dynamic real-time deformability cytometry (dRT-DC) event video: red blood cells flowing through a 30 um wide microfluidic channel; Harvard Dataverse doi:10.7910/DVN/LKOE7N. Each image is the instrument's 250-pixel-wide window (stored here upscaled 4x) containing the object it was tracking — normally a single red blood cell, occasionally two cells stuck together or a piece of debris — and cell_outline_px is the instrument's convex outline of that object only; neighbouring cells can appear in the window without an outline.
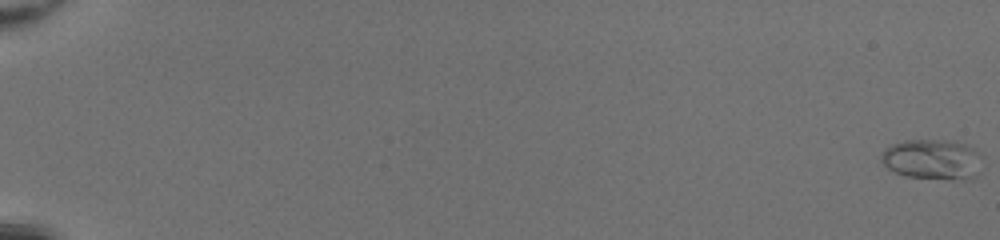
{"species": "common noctule bat (a hibernating species)", "species_latin": "Nyctalus noctula", "temperature_condition": "room temperature", "stored_images_in_passage": 52, "camera_frame_rate_fps": 3000, "um_per_image_px": 0.085, "animal": {"sex": "female", "body_mass_g": 20.0, "forearm_length_mm": 54.0}, "frame": {"image": 1, "passage_image": 1, "time_ms": 0.0, "image_size_px": [1000, 240], "cell_outline_px": [[984, 156], [980, 172], [976, 176], [968, 180], [948, 180], [904, 176], [888, 168], [880, 160], [880, 156], [884, 148], [892, 144], [904, 140], [952, 140], [964, 144], [972, 148]], "centroid_in_image_um": [79.31, 13.56], "position_along_channel_um": 5.7, "area_um2": 24.39}}
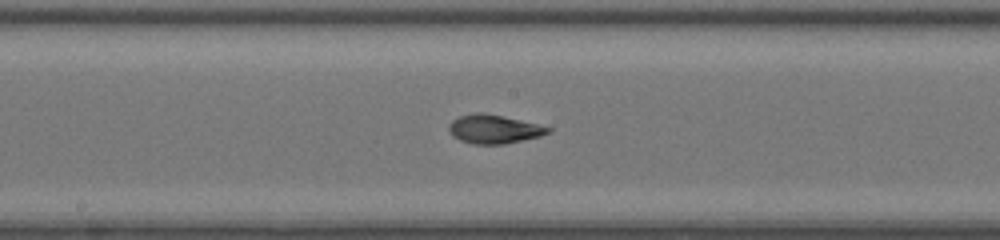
{"frame": {"image": 2, "passage_image": 31, "time_ms": 10.0, "image_size_px": [1000, 240], "cell_outline_px": [[552, 128], [548, 132], [540, 136], [504, 144], [472, 144], [460, 140], [452, 136], [448, 128], [448, 124], [452, 120], [460, 116], [476, 112], [484, 112], [504, 116]], "centroid_in_image_um": [41.93, 10.97], "position_along_channel_um": 206.3, "area_um2": 16.53}}
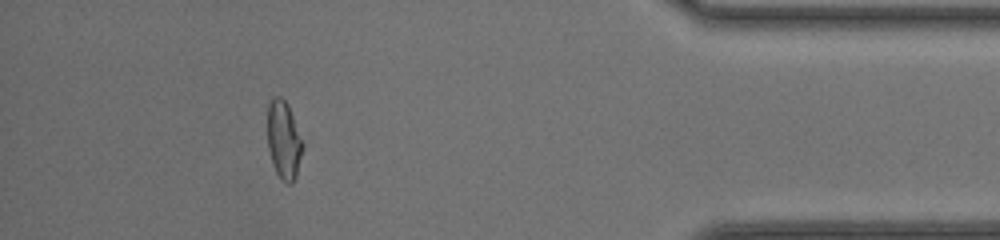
{"frame": {"image": 3, "passage_image": 48, "time_ms": 15.667, "image_size_px": [1000, 240], "cell_outline_px": [[304, 144], [296, 176], [292, 184], [288, 184], [280, 180], [272, 164], [268, 148], [268, 104], [272, 96], [280, 96], [288, 104]], "centroid_in_image_um": [24.12, 11.91], "position_along_channel_um": 411.1, "area_um2": 16.18}, "authors_computed_cell_mechanics": {"area_um2": 16.473, "velocity_mm_per_s": 4.2926, "shape_relaxation_time_tau1_ms": 3.0395, "shape_relaxation_time_tau2_ms": 1.2736, "deformation_change_tau1": 0.1587, "deformation_change_tau2": 0.0572}}